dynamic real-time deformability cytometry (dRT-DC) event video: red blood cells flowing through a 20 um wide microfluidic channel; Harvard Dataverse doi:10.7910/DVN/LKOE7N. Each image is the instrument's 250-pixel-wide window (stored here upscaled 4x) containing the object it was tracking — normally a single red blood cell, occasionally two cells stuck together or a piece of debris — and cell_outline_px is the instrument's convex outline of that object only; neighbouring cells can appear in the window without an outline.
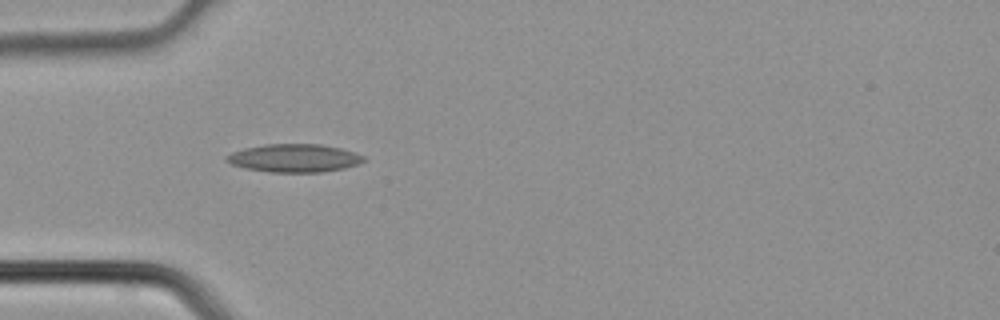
{"species": "common noctule bat (a hibernating species)", "species_latin": "Nyctalus noctula", "temperature_condition": "cold", "stored_images_in_passage": 2, "camera_frame_rate_fps": 3000, "um_per_image_px": 0.085, "animal": {"sex": "male", "body_mass_g": 21.5, "forearm_length_mm": 52.0}, "frame": {"image": 1, "passage_image": 1, "time_ms": 0.0, "image_size_px": [1000, 320], "cell_outline_px": [[364, 160], [356, 164], [344, 168], [320, 172], [268, 172], [244, 168], [232, 164], [224, 160], [224, 156], [232, 152], [244, 148], [264, 144], [320, 144], [340, 148], [364, 156]], "centroid_in_image_um": [24.94, 13.43], "position_along_channel_um": 60.1, "area_um2": 22.37}}
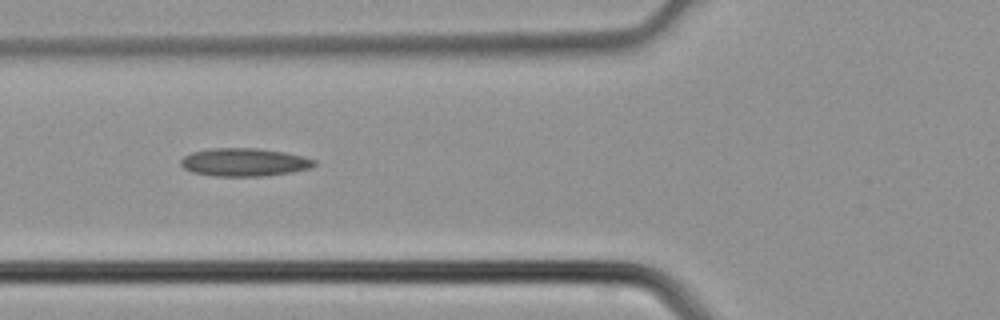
{"frame": {"image": 2, "passage_image": 2, "time_ms": 0.333, "image_size_px": [1000, 320], "cell_outline_px": [[316, 164], [308, 168], [292, 172], [260, 176], [216, 176], [192, 172], [184, 168], [180, 164], [180, 160], [184, 156], [192, 152], [208, 148], [256, 148], [284, 152], [316, 160]], "centroid_in_image_um": [20.72, 13.78], "position_along_channel_um": 105.1, "area_um2": 21.68}}